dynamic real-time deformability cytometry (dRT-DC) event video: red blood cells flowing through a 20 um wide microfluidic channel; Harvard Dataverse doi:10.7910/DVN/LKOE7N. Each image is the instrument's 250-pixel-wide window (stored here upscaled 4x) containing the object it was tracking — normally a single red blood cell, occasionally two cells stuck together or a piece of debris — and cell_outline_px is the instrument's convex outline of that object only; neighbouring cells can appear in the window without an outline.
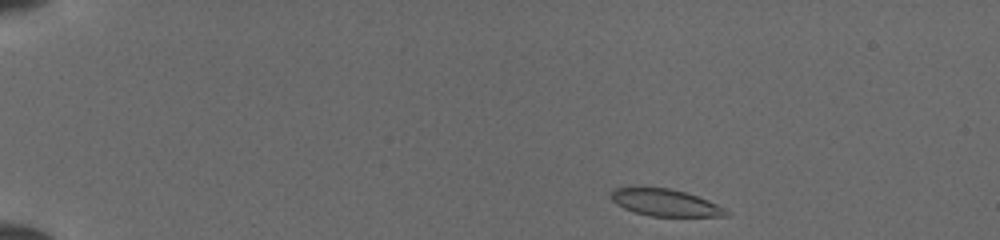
{"species": "common noctule bat (a hibernating species)", "species_latin": "Nyctalus noctula", "temperature_condition": "cold", "stored_images_in_passage": 43, "camera_frame_rate_fps": 3000, "um_per_image_px": 0.085, "animal": {"sex": "female", "body_mass_g": 19.5, "forearm_length_mm": 54.1}, "frame": {"image": 1, "passage_image": 1, "time_ms": 0.0, "image_size_px": [1000, 240], "cell_outline_px": [[732, 212], [728, 216], [652, 216], [636, 212], [624, 208], [616, 204], [612, 200], [612, 192], [616, 188], [668, 188], [684, 192], [696, 196], [716, 204]], "centroid_in_image_um": [56.59, 17.24], "position_along_channel_um": 28.4, "area_um2": 17.63}}
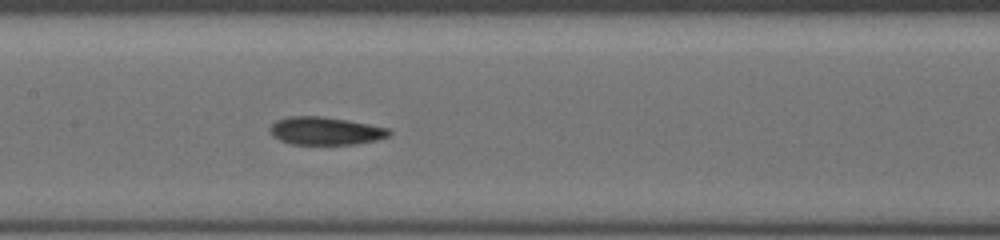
{"frame": {"image": 2, "passage_image": 19, "time_ms": 6.0, "image_size_px": [1000, 240], "cell_outline_px": [[392, 132], [388, 136], [376, 140], [356, 144], [292, 144], [280, 140], [272, 136], [268, 128], [276, 120], [288, 116], [320, 116], [348, 120], [388, 128]], "centroid_in_image_um": [27.63, 11.12], "position_along_channel_um": 179.8, "area_um2": 19.36}}
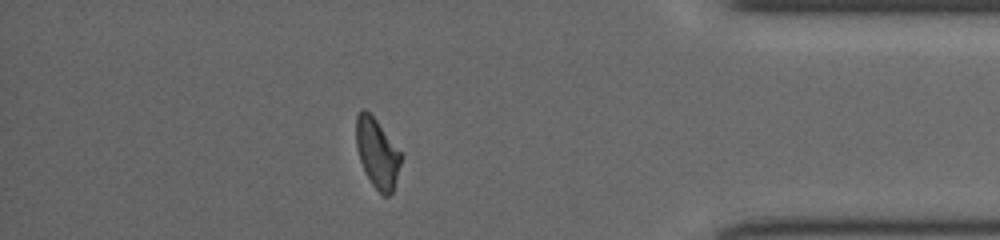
{"frame": {"image": 3, "passage_image": 37, "time_ms": 12.0, "image_size_px": [1000, 240], "cell_outline_px": [[404, 156], [392, 192], [388, 196], [384, 196], [372, 184], [360, 160], [356, 148], [356, 116], [360, 108], [364, 108], [376, 120], [404, 152]], "centroid_in_image_um": [32.1, 12.98], "position_along_channel_um": 403.1, "area_um2": 18.44}}